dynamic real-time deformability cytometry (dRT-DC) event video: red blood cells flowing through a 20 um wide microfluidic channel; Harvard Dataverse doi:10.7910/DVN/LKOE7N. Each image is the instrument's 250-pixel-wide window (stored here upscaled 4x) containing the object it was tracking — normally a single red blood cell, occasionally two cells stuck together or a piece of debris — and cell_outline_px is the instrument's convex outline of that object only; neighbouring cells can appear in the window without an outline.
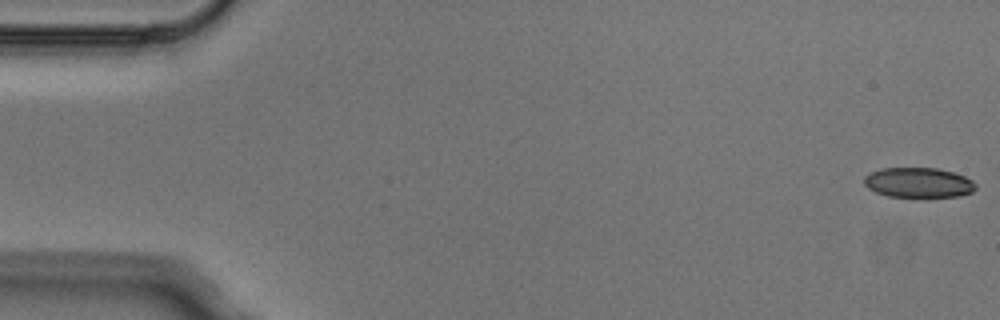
{"species": "Egyptian fruit bat (a non-hibernating species)", "species_latin": "Rousettus aegyptiacus", "temperature_condition": "cold", "stored_images_in_passage": 6, "segment_of_instrument_passage": [1, 2], "camera_frame_rate_fps": 3000, "um_per_image_px": 0.085, "animal": {"sex": "male"}, "frame": {"image": 1, "passage_image": 1, "time_ms": 0.0, "image_size_px": [1000, 320], "cell_outline_px": [[976, 188], [972, 192], [960, 196], [888, 196], [876, 192], [868, 188], [864, 184], [864, 176], [880, 168], [936, 168], [952, 172], [964, 176], [972, 180], [976, 184]], "centroid_in_image_um": [78.06, 15.51], "position_along_channel_um": 6.9, "area_um2": 19.31}}
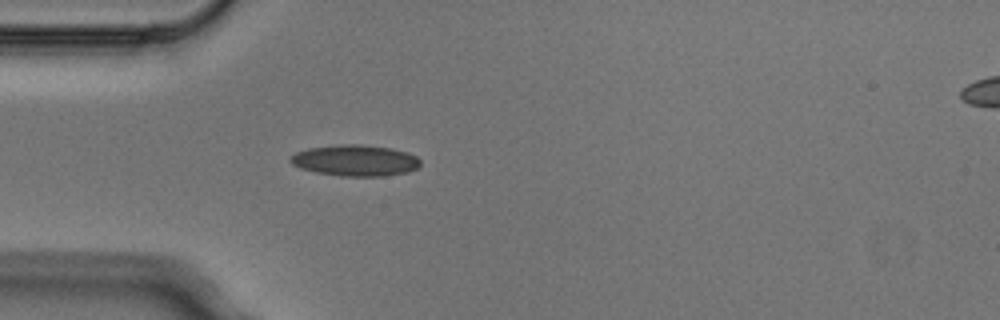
{"frame": {"image": 2, "passage_image": 5, "time_ms": 1.333, "image_size_px": [1000, 320], "cell_outline_px": [[420, 164], [416, 168], [408, 172], [384, 176], [340, 176], [316, 172], [300, 168], [292, 164], [288, 160], [296, 152], [308, 148], [344, 144], [356, 144], [392, 148], [408, 152], [416, 156], [420, 160]], "centroid_in_image_um": [30.2, 13.64], "position_along_channel_um": 54.8, "area_um2": 23.58}}